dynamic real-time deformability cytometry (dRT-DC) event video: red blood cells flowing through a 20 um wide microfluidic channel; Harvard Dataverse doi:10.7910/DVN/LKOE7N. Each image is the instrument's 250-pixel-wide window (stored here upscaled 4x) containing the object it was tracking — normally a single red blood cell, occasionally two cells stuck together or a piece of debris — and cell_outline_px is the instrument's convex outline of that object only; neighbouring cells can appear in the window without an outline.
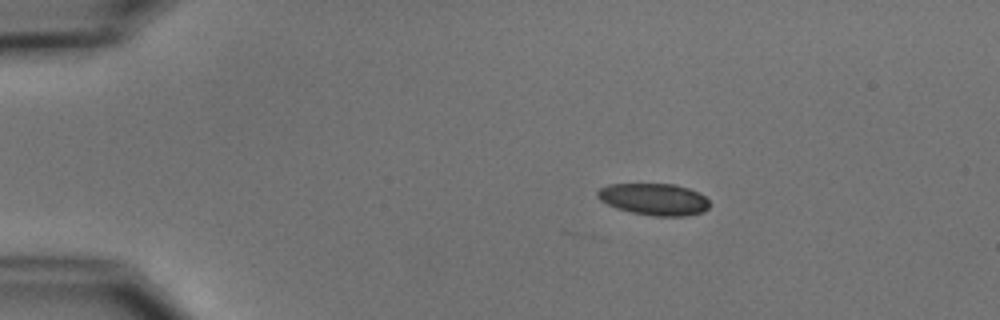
{"species": "common noctule bat (a hibernating species)", "species_latin": "Nyctalus noctula", "temperature_condition": "cold", "stored_images_in_passage": 3, "camera_frame_rate_fps": 3000, "um_per_image_px": 0.085, "animal": {"sex": "male", "body_mass_g": 15.6}, "frame": {"image": 1, "passage_image": 1, "time_ms": 0.0, "image_size_px": [1000, 320], "cell_outline_px": [[708, 208], [704, 212], [684, 216], [652, 216], [632, 212], [616, 208], [600, 200], [596, 196], [596, 192], [600, 188], [608, 184], [676, 184], [688, 188], [704, 196], [708, 200]], "centroid_in_image_um": [55.57, 16.93], "position_along_channel_um": 29.4, "area_um2": 20.75}}